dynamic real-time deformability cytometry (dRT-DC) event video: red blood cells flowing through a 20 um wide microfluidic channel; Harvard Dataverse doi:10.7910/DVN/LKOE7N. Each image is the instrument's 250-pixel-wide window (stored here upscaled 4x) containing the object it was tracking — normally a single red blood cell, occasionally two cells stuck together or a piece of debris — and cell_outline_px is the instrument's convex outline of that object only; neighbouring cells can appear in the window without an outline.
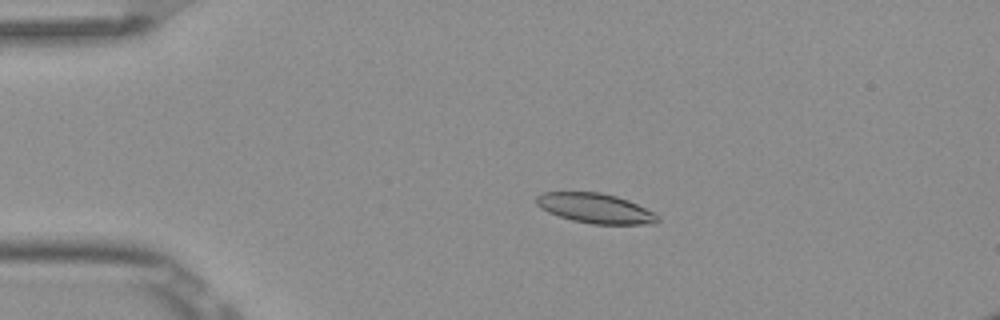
{"species": "Egyptian fruit bat (a non-hibernating species)", "species_latin": "Rousettus aegyptiacus", "temperature_condition": "room temperature", "stored_images_in_passage": 5, "camera_frame_rate_fps": 3000, "um_per_image_px": 0.085, "frame": {"image": 1, "passage_image": 4, "time_ms": 1.0, "image_size_px": [1000, 320], "cell_outline_px": [[660, 220], [656, 224], [592, 224], [572, 220], [548, 212], [540, 208], [536, 204], [536, 196], [544, 192], [600, 192], [616, 196], [628, 200], [656, 212]], "centroid_in_image_um": [50.64, 17.71], "position_along_channel_um": 34.4, "area_um2": 21.21}}